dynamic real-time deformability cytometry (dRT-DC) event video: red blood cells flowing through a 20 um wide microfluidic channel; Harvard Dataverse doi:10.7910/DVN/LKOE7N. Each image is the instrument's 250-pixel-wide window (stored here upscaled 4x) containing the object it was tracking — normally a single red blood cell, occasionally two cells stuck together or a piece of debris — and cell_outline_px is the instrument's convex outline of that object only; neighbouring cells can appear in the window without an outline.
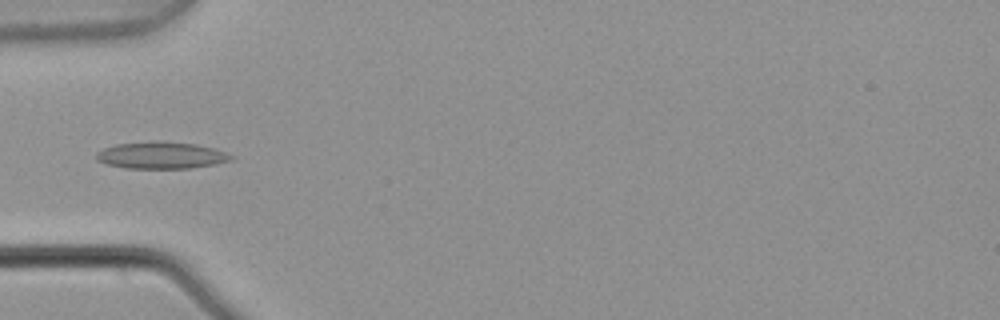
{"species": "common noctule bat (a hibernating species)", "species_latin": "Nyctalus noctula", "temperature_condition": "warm", "stored_images_in_passage": 2, "camera_frame_rate_fps": 3000, "um_per_image_px": 0.085, "animal": {"sex": "male", "body_mass_g": 21.5, "forearm_length_mm": 52.0}, "frame": {"image": 1, "passage_image": 2, "time_ms": 0.333, "image_size_px": [1000, 320], "cell_outline_px": [[236, 156], [232, 160], [216, 164], [192, 168], [124, 168], [108, 164], [96, 160], [96, 152], [104, 148], [116, 144], [196, 144], [212, 148]], "centroid_in_image_um": [13.73, 13.26], "position_along_channel_um": 71.3, "area_um2": 20.06}}